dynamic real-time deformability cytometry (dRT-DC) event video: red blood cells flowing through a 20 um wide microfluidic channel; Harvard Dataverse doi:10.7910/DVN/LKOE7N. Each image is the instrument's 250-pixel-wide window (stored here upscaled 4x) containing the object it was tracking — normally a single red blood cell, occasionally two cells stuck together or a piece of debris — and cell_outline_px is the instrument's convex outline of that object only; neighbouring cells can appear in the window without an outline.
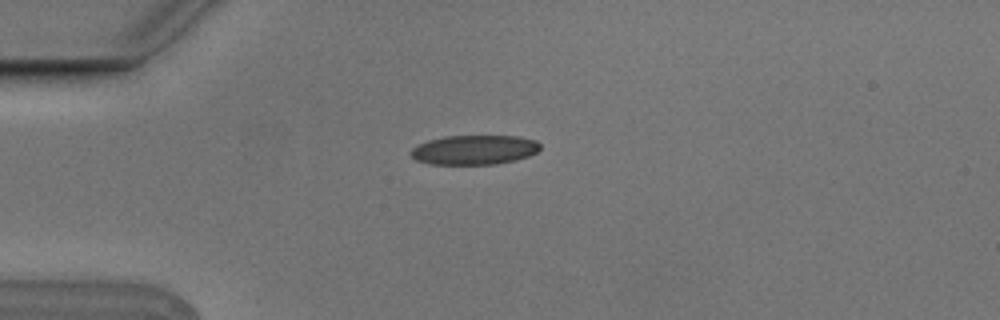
{"species": "Egyptian fruit bat (a non-hibernating species)", "species_latin": "Rousettus aegyptiacus", "temperature_condition": "cold", "stored_images_in_passage": 8, "camera_frame_rate_fps": 3000, "um_per_image_px": 0.085, "animal": {"sex": "male"}, "frame": {"image": 1, "passage_image": 3, "time_ms": 0.667, "image_size_px": [1000, 320], "cell_outline_px": [[540, 148], [536, 152], [528, 156], [516, 160], [496, 164], [428, 164], [416, 160], [408, 152], [416, 144], [428, 140], [444, 136], [516, 136], [536, 140], [540, 144]], "centroid_in_image_um": [40.28, 12.73], "position_along_channel_um": 44.7, "area_um2": 22.37}}
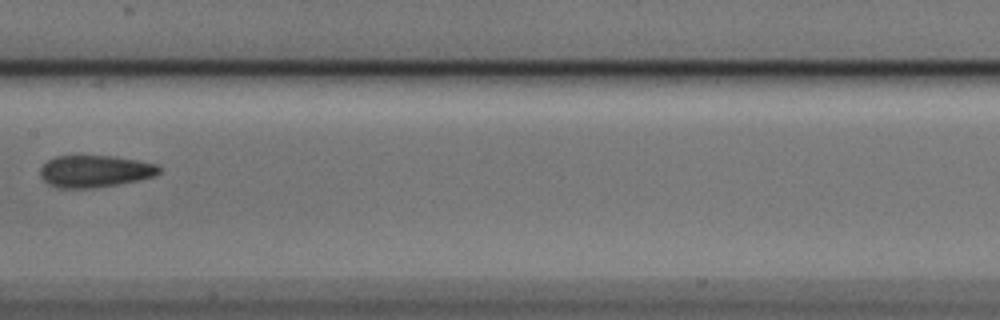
{"frame": {"image": 2, "passage_image": 7, "time_ms": 2.0, "image_size_px": [1000, 320], "cell_outline_px": [[160, 172], [156, 176], [140, 180], [96, 188], [56, 188], [48, 184], [40, 176], [40, 168], [48, 160], [56, 156], [112, 156], [136, 160], [156, 164], [160, 168]], "centroid_in_image_um": [8.06, 14.57], "position_along_channel_um": 199.3, "area_um2": 22.25}}
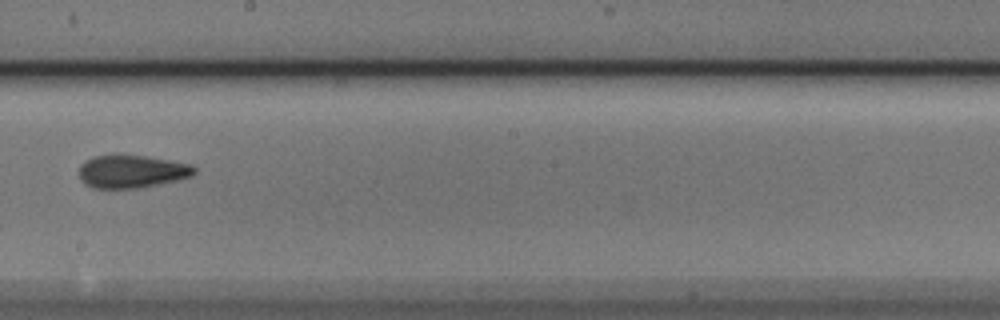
{"frame": {"image": 3, "passage_image": 8, "time_ms": 2.333, "image_size_px": [1000, 320], "cell_outline_px": [[196, 172], [192, 176], [180, 180], [136, 188], [92, 188], [84, 184], [80, 180], [80, 164], [92, 156], [112, 152], [116, 152], [172, 160], [192, 164], [196, 168]], "centroid_in_image_um": [11.18, 14.53], "position_along_channel_um": 237.0, "area_um2": 22.89}}